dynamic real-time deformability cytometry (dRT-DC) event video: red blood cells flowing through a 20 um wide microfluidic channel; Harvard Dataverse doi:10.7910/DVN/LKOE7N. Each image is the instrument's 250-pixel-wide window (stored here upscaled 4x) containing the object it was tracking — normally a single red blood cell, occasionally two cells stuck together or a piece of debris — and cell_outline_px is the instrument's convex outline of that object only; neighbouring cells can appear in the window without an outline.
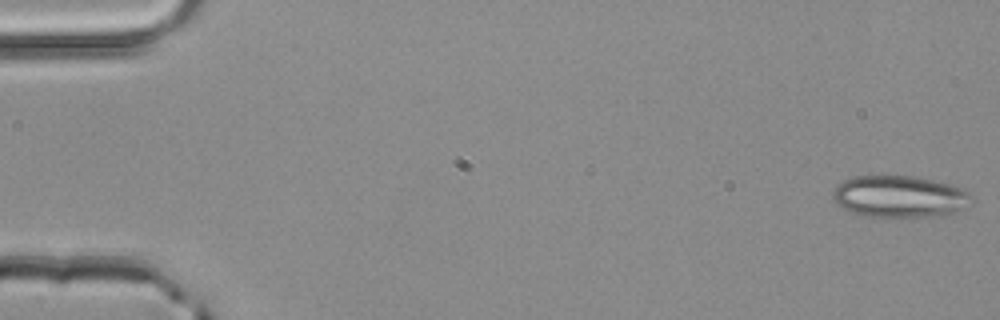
{"species": "common noctule bat (a hibernating species)", "species_latin": "Nyctalus noctula", "temperature_condition": "room temperature", "stored_images_in_passage": 4, "camera_frame_rate_fps": 3000, "um_per_image_px": 0.085, "animal": {"sex": "male", "body_mass_g": 20.4}, "frame": {"image": 1, "passage_image": 1, "time_ms": 0.0, "image_size_px": [1000, 320], "cell_outline_px": [[972, 204], [956, 212], [924, 216], [864, 216], [852, 212], [844, 208], [832, 196], [832, 192], [836, 184], [844, 180], [856, 176], [912, 176], [932, 180], [948, 184], [960, 188], [968, 192]], "centroid_in_image_um": [76.44, 16.69], "position_along_channel_um": 8.6, "area_um2": 33.18}}